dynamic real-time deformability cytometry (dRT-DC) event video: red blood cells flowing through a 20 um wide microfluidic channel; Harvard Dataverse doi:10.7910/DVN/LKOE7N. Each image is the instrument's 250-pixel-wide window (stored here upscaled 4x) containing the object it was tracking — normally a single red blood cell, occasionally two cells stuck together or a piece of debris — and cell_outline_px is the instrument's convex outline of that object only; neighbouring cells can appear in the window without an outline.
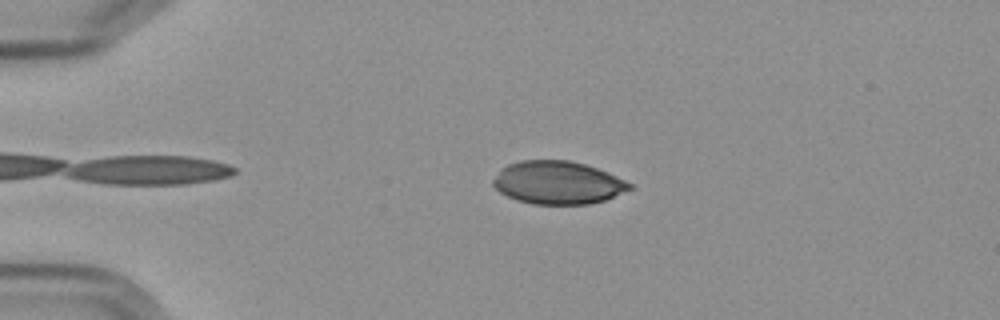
{"species": "Egyptian fruit bat (a non-hibernating species)", "species_latin": "Rousettus aegyptiacus", "temperature_condition": "cold", "stored_images_in_passage": 6, "camera_frame_rate_fps": 3000, "um_per_image_px": 0.085, "frame": {"image": 1, "passage_image": 4, "time_ms": 3.333, "image_size_px": [1000, 320], "cell_outline_px": [[636, 188], [604, 200], [588, 204], [532, 204], [516, 200], [500, 192], [492, 184], [492, 180], [500, 168], [508, 164], [520, 160], [568, 160], [584, 164], [608, 172], [632, 184]], "centroid_in_image_um": [47.41, 15.52], "position_along_channel_um": 37.6, "area_um2": 34.33}}
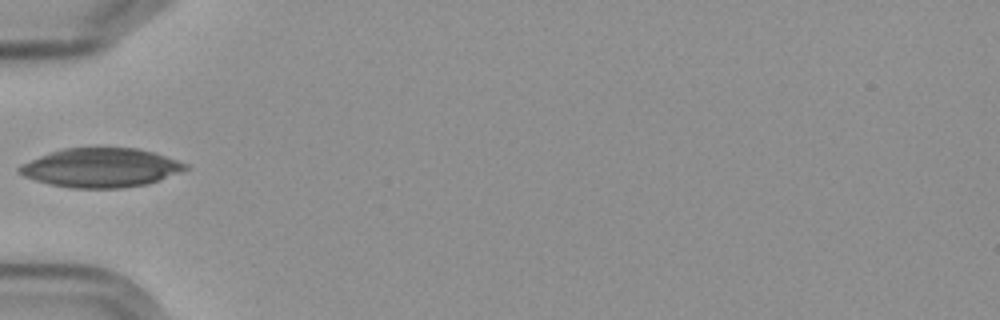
{"frame": {"image": 2, "passage_image": 6, "time_ms": 5.667, "image_size_px": [1000, 320], "cell_outline_px": [[188, 168], [148, 184], [120, 188], [72, 188], [48, 184], [24, 176], [16, 172], [16, 168], [20, 164], [40, 156], [64, 148], [136, 148], [152, 152], [188, 164]], "centroid_in_image_um": [8.51, 14.26], "position_along_channel_um": 76.5, "area_um2": 37.51}}